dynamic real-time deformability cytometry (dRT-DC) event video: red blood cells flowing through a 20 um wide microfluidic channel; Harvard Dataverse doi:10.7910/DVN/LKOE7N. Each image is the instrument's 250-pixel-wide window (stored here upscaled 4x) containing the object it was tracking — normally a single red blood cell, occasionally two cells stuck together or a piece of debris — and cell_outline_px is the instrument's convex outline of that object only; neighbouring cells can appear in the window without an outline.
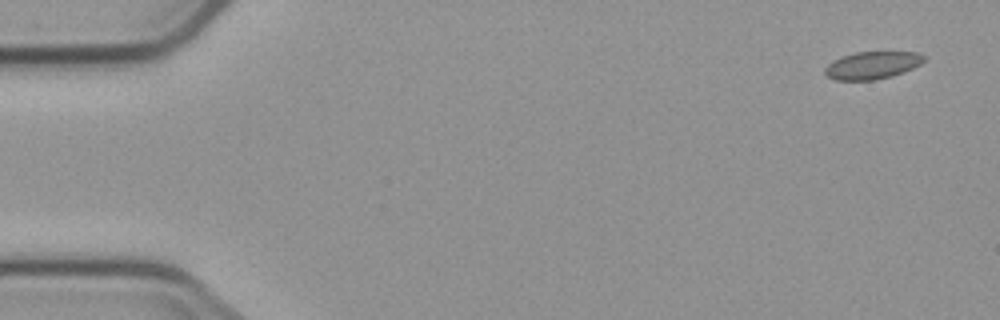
{"species": "common noctule bat (a hibernating species)", "species_latin": "Nyctalus noctula", "temperature_condition": "cold", "stored_images_in_passage": 4, "camera_frame_rate_fps": 3000, "um_per_image_px": 0.085, "animal": {"sex": "male", "body_mass_g": 23.1, "forearm_length_mm": 52.7}, "frame": {"image": 1, "passage_image": 1, "time_ms": 0.0, "image_size_px": [1000, 320], "cell_outline_px": [[924, 60], [920, 64], [912, 68], [892, 76], [872, 80], [836, 80], [828, 76], [824, 72], [824, 68], [832, 60], [856, 52], [916, 52], [924, 56]], "centroid_in_image_um": [74.11, 5.55], "position_along_channel_um": 10.9, "area_um2": 15.66}}
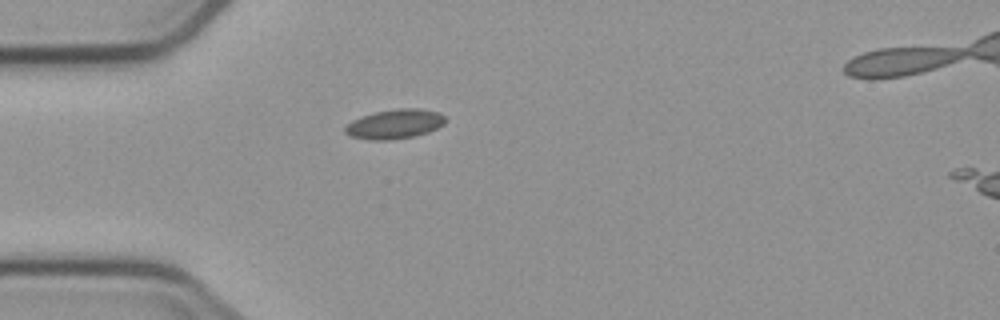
{"frame": {"image": 2, "passage_image": 4, "time_ms": 4.333, "image_size_px": [1000, 320], "cell_outline_px": [[448, 120], [444, 124], [428, 132], [412, 136], [388, 140], [368, 140], [352, 136], [344, 132], [344, 128], [352, 120], [360, 116], [372, 112], [396, 108], [420, 108], [440, 112]], "centroid_in_image_um": [33.56, 10.52], "position_along_channel_um": 51.4, "area_um2": 17.4}}